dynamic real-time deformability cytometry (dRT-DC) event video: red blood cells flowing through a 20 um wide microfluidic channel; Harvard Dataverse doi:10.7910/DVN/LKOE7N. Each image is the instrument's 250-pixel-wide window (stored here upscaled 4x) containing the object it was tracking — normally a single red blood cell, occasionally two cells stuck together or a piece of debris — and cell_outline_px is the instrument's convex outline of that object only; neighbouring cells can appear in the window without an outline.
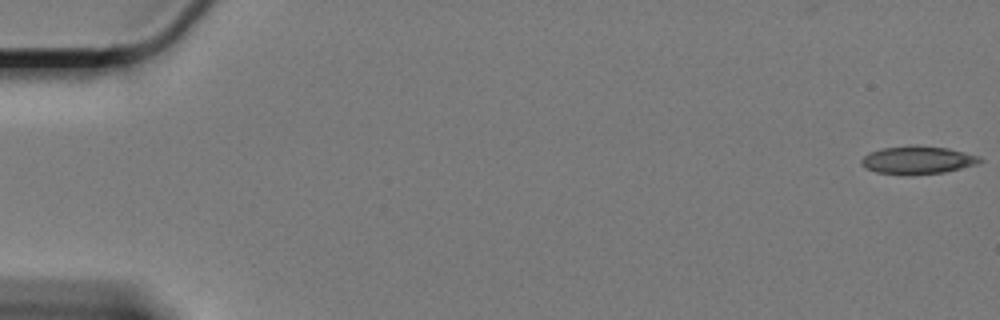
{"species": "Egyptian fruit bat (a non-hibernating species)", "species_latin": "Rousettus aegyptiacus", "temperature_condition": "cold", "stored_images_in_passage": 51, "camera_frame_rate_fps": 3000, "um_per_image_px": 0.085, "animal": {"sex": "female"}, "frame": {"image": 1, "passage_image": 1, "time_ms": 0.0, "image_size_px": [1000, 320], "cell_outline_px": [[984, 160], [976, 164], [944, 172], [876, 172], [864, 168], [860, 164], [860, 160], [868, 152], [880, 148], [912, 144], [916, 144], [948, 148], [980, 156]], "centroid_in_image_um": [77.97, 13.54], "position_along_channel_um": 7.0, "area_um2": 18.84}}
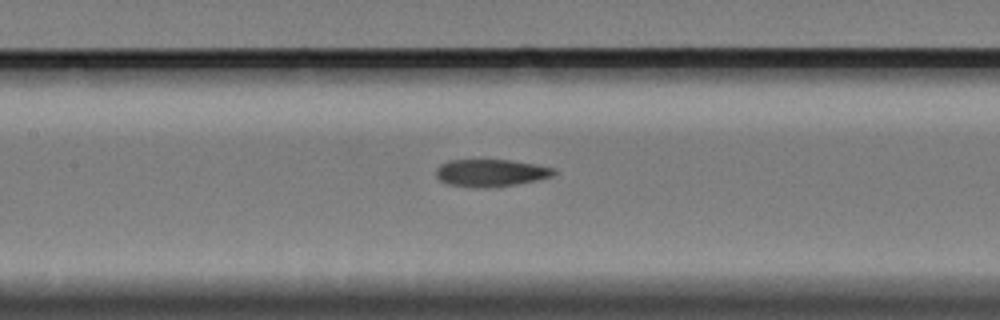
{"frame": {"image": 2, "passage_image": 29, "time_ms": 9.333, "image_size_px": [1000, 320], "cell_outline_px": [[556, 172], [552, 176], [536, 180], [516, 184], [484, 188], [476, 188], [448, 184], [440, 180], [436, 176], [436, 168], [440, 164], [448, 160], [508, 160], [536, 164], [556, 168]], "centroid_in_image_um": [41.7, 14.69], "position_along_channel_um": 165.7, "area_um2": 18.79}}
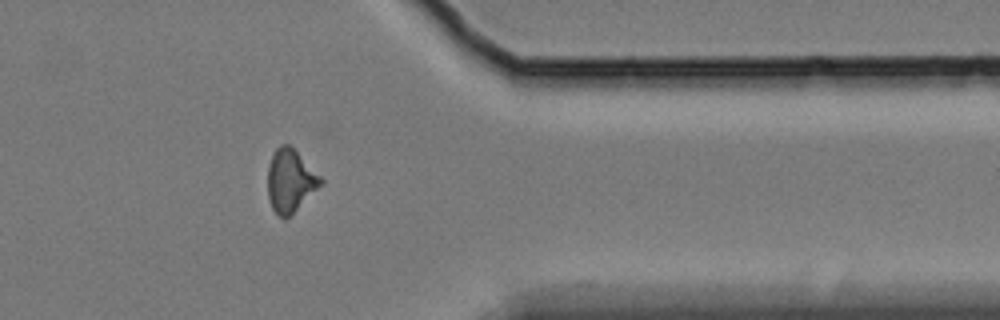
{"frame": {"image": 3, "passage_image": 50, "time_ms": 16.333, "image_size_px": [1000, 320], "cell_outline_px": [[324, 184], [284, 220], [272, 208], [268, 200], [268, 168], [272, 156], [276, 148], [280, 144], [288, 144], [324, 180]], "centroid_in_image_um": [24.68, 15.38], "position_along_channel_um": 386.7, "area_um2": 19.07}}